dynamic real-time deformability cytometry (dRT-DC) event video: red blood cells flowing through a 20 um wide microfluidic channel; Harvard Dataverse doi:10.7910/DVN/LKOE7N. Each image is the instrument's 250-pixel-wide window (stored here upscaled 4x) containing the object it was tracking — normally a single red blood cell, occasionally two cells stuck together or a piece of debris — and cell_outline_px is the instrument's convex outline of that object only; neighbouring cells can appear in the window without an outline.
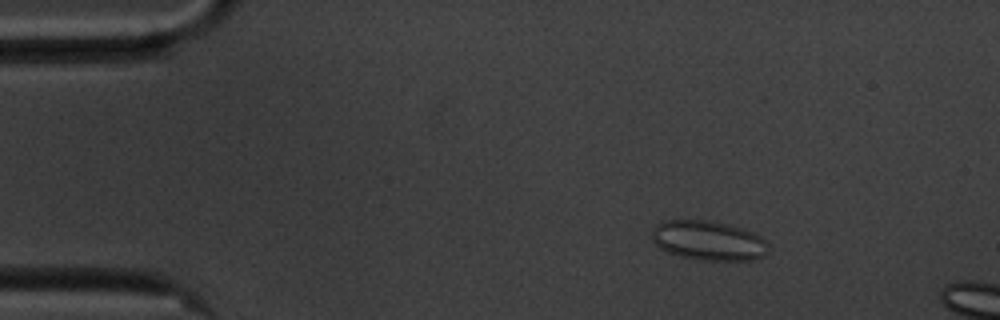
{"species": "common noctule bat (a hibernating species)", "species_latin": "Nyctalus noctula", "temperature_condition": "cold", "stored_images_in_passage": 13, "camera_frame_rate_fps": 3000, "um_per_image_px": 0.085, "animal": {"sex": "male", "body_mass_g": 20.1, "forearm_length_mm": 53.5}, "frame": {"image": 1, "passage_image": 8, "time_ms": 2.333, "image_size_px": [1000, 320], "cell_outline_px": [[764, 256], [752, 260], [704, 260], [680, 256], [668, 252], [660, 248], [652, 240], [652, 228], [656, 224], [664, 220], [708, 220], [740, 228], [752, 232], [760, 236], [764, 240]], "centroid_in_image_um": [60.13, 20.44], "position_along_channel_um": 24.9, "area_um2": 26.41}}